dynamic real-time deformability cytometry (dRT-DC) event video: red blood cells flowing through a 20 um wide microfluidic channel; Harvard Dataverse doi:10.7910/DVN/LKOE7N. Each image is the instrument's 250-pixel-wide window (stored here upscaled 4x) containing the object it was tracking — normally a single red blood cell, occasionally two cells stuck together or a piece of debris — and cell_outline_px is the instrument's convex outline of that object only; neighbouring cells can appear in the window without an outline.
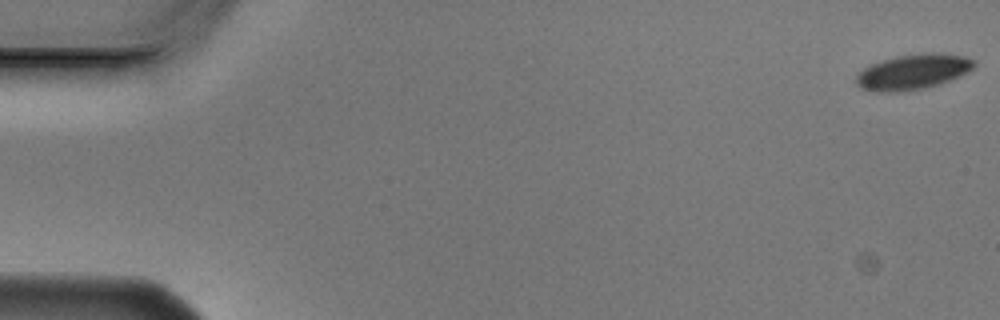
{"species": "Egyptian fruit bat (a non-hibernating species)", "species_latin": "Rousettus aegyptiacus", "temperature_condition": "cold", "stored_images_in_passage": 6, "camera_frame_rate_fps": 3000, "um_per_image_px": 0.085, "animal": {"sex": "male"}, "frame": {"image": 1, "passage_image": 1, "time_ms": 0.0, "image_size_px": [1000, 320], "cell_outline_px": [[976, 64], [972, 68], [948, 80], [924, 88], [896, 92], [892, 92], [864, 88], [856, 84], [856, 76], [864, 68], [872, 64], [896, 56], [920, 52], [940, 52], [964, 56], [976, 60]], "centroid_in_image_um": [77.63, 6.06], "position_along_channel_um": 7.4, "area_um2": 23.7}}
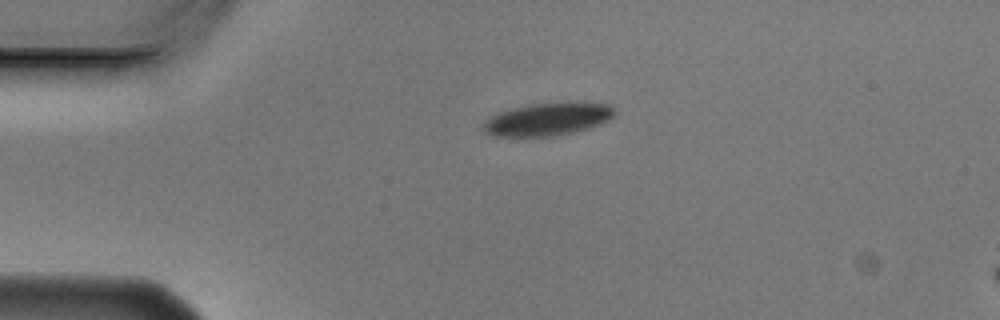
{"frame": {"image": 2, "passage_image": 4, "time_ms": 1.0, "image_size_px": [1000, 320], "cell_outline_px": [[616, 112], [604, 124], [572, 132], [548, 136], [496, 136], [484, 132], [484, 124], [492, 116], [500, 112], [512, 108], [528, 104], [568, 100], [608, 104]], "centroid_in_image_um": [46.62, 10.09], "position_along_channel_um": 38.4, "area_um2": 25.26}}